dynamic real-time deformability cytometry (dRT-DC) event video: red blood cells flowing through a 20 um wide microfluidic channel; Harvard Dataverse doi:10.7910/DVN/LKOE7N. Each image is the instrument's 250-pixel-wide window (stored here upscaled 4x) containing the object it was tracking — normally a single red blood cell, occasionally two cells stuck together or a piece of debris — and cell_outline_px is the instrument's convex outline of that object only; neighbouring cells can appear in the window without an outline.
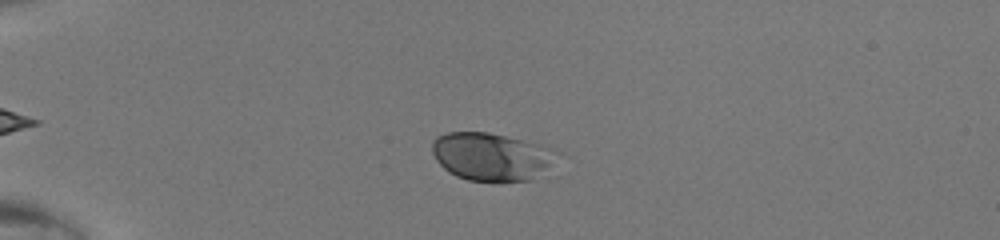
{"species": "human", "species_latin": "Homo sapiens", "temperature_condition": "room temperature", "stored_images_in_passage": 44, "camera_frame_rate_fps": 3000, "um_per_image_px": 0.085, "donor": {"sex": "male"}, "frame": {"image": 1, "passage_image": 9, "time_ms": 2.667, "image_size_px": [1000, 240], "cell_outline_px": [[560, 152], [532, 180], [468, 180], [456, 176], [444, 168], [436, 160], [432, 152], [432, 140], [436, 136], [448, 132], [488, 132], [552, 148]], "centroid_in_image_um": [41.68, 13.29], "position_along_channel_um": 43.3, "area_um2": 33.99}}
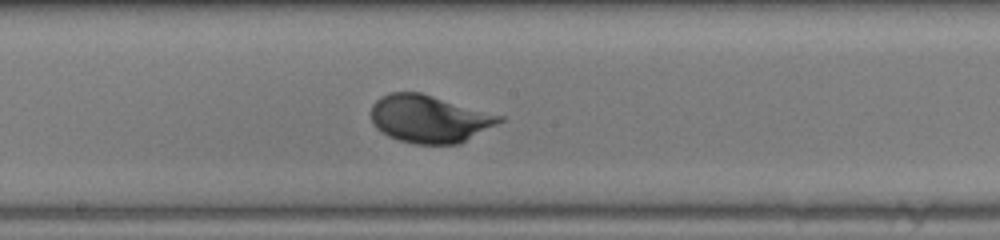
{"frame": {"image": 2, "passage_image": 24, "time_ms": 7.667, "image_size_px": [1000, 240], "cell_outline_px": [[504, 120], [460, 144], [416, 144], [400, 140], [388, 136], [380, 132], [372, 124], [372, 104], [380, 96], [388, 92], [420, 92], [504, 116]], "centroid_in_image_um": [36.47, 10.1], "position_along_channel_um": 211.7, "area_um2": 35.66}}
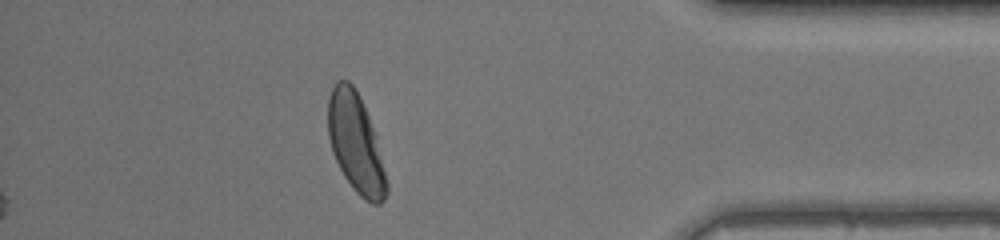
{"frame": {"image": 3, "passage_image": 39, "time_ms": 12.667, "image_size_px": [1000, 240], "cell_outline_px": [[388, 192], [384, 200], [380, 204], [372, 204], [364, 200], [352, 188], [344, 176], [332, 152], [328, 136], [328, 96], [336, 80], [348, 80], [352, 84], [368, 116], [376, 136], [388, 184]], "centroid_in_image_um": [30.23, 12.21], "position_along_channel_um": 405.0, "area_um2": 33.58}}